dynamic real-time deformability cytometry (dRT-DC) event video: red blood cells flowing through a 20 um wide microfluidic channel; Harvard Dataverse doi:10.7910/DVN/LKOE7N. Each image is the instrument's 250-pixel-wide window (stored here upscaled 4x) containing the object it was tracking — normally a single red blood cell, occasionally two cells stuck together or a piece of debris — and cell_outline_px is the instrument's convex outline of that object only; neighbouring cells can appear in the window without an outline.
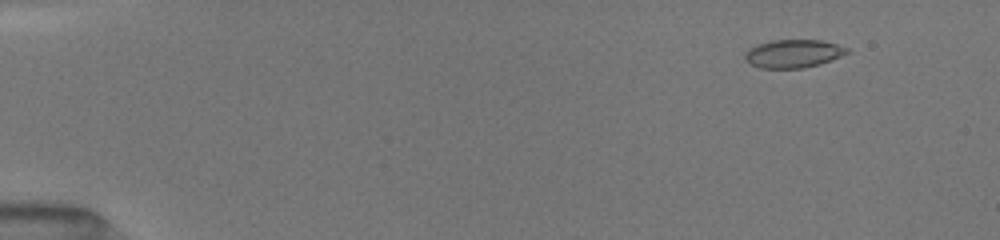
{"species": "common noctule bat (a hibernating species)", "species_latin": "Nyctalus noctula", "temperature_condition": "room temperature", "stored_images_in_passage": 31, "camera_frame_rate_fps": 3000, "um_per_image_px": 0.085, "animal": {"sex": "female", "body_mass_g": 19.5, "forearm_length_mm": 54.1}, "frame": {"image": 1, "passage_image": 7, "time_ms": 1.667, "image_size_px": [1000, 240], "cell_outline_px": [[852, 52], [820, 64], [804, 68], [760, 68], [748, 64], [744, 60], [744, 52], [748, 48], [756, 44], [772, 40], [820, 40], [836, 44], [848, 48]], "centroid_in_image_um": [67.39, 4.56], "position_along_channel_um": 17.6, "area_um2": 17.05}}
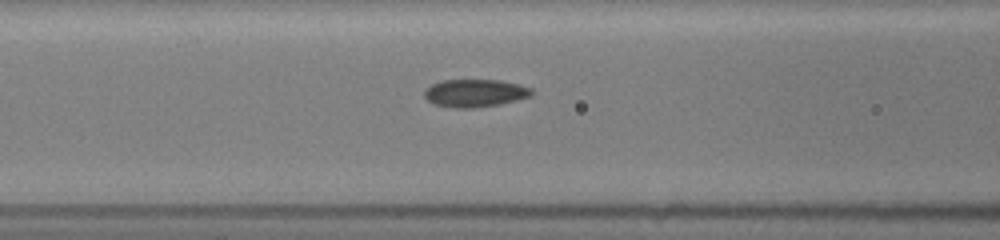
{"frame": {"image": 2, "passage_image": 25, "time_ms": 7.333, "image_size_px": [1000, 240], "cell_outline_px": [[532, 96], [500, 104], [472, 108], [452, 108], [432, 104], [424, 96], [424, 88], [432, 84], [444, 80], [500, 80], [532, 88]], "centroid_in_image_um": [40.33, 7.92], "position_along_channel_um": 126.3, "area_um2": 17.4}}
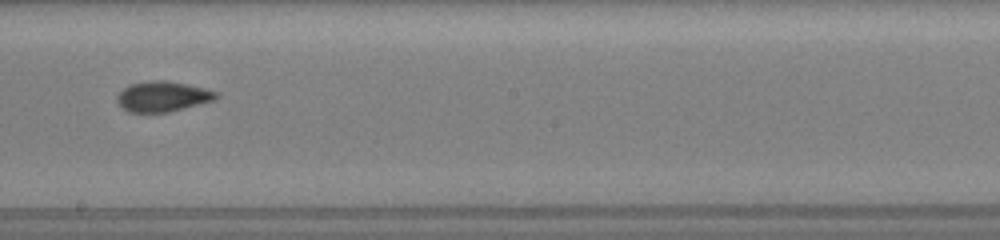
{"frame": {"image": 3, "passage_image": 30, "time_ms": 10.0, "image_size_px": [1000, 240], "cell_outline_px": [[220, 96], [216, 100], [168, 112], [128, 112], [116, 100], [116, 96], [128, 84], [152, 80], [164, 80], [204, 88], [216, 92]], "centroid_in_image_um": [13.83, 8.2], "position_along_channel_um": 234.4, "area_um2": 17.4}}